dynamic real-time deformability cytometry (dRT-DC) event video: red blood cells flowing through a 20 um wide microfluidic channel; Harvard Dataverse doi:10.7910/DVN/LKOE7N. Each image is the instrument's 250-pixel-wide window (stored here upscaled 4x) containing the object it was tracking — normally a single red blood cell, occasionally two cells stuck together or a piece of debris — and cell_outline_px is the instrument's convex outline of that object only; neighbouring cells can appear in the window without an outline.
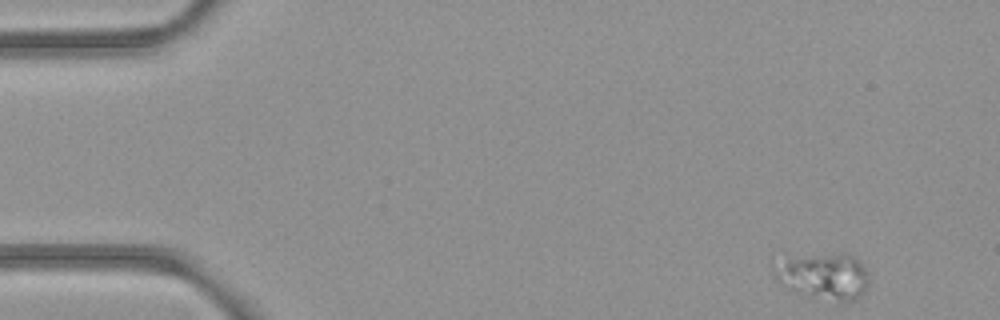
{"species": "common noctule bat (a hibernating species)", "species_latin": "Nyctalus noctula", "temperature_condition": "room temperature", "stored_images_in_passage": 51, "camera_frame_rate_fps": 3000, "um_per_image_px": 0.085, "animal": {"sex": "female", "body_mass_g": 21.9}, "frame": {"image": 1, "passage_image": 1, "time_ms": 0.0, "image_size_px": [1000, 320], "cell_outline_px": [[868, 288], [856, 300], [844, 304], [836, 304], [808, 296], [788, 288], [780, 284], [772, 276], [772, 268], [784, 252], [844, 252], [856, 256], [864, 268], [868, 276]], "centroid_in_image_um": [69.92, 23.41], "position_along_channel_um": 15.1, "area_um2": 28.03}}
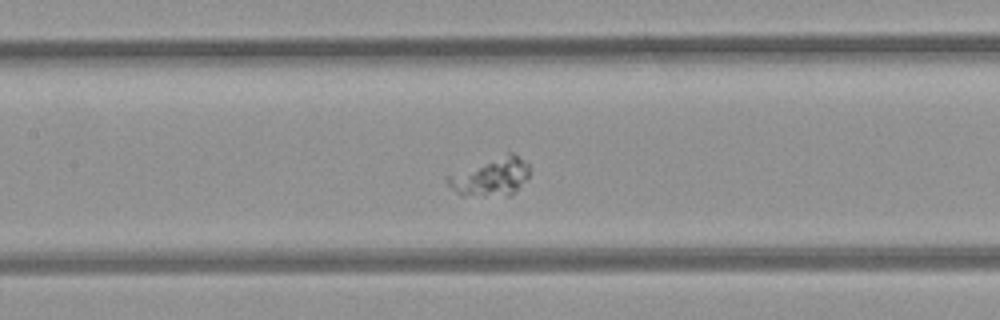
{"frame": {"image": 2, "passage_image": 22, "time_ms": 7.0, "image_size_px": [1000, 320], "cell_outline_px": [[528, 180], [512, 196], [460, 196], [444, 180], [444, 176], [508, 152], [512, 152], [524, 160], [528, 164]], "centroid_in_image_um": [41.73, 15.06], "position_along_channel_um": 165.7, "area_um2": 18.67}}
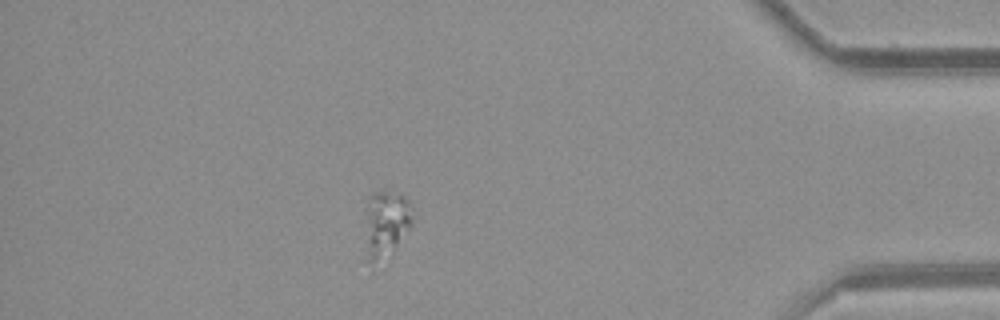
{"frame": {"image": 3, "passage_image": 44, "time_ms": 14.333, "image_size_px": [1000, 320], "cell_outline_px": [[412, 224], [396, 244], [372, 272], [368, 264], [368, 200], [376, 192], [384, 192], [400, 196], [408, 200], [412, 220]], "centroid_in_image_um": [32.81, 19.11], "position_along_channel_um": 402.4, "area_um2": 17.17}}